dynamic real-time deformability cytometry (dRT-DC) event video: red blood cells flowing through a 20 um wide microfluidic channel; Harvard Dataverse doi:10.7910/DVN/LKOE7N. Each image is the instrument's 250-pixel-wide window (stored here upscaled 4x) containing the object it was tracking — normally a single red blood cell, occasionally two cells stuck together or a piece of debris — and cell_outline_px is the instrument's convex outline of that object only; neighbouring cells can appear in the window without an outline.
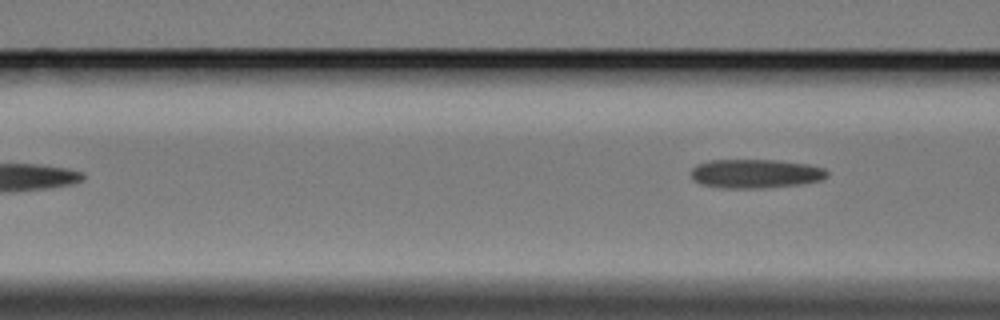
{"species": "Egyptian fruit bat (a non-hibernating species)", "species_latin": "Rousettus aegyptiacus", "temperature_condition": "cold", "stored_images_in_passage": 7, "camera_frame_rate_fps": 3000, "um_per_image_px": 0.085, "animal": {"sex": "female"}, "frame": {"image": 1, "passage_image": 7, "time_ms": 7.667, "image_size_px": [1000, 320], "cell_outline_px": [[828, 176], [820, 180], [800, 184], [764, 188], [720, 188], [700, 184], [692, 180], [692, 168], [696, 164], [712, 160], [776, 160], [808, 164], [824, 168], [828, 172]], "centroid_in_image_um": [64.2, 14.76], "position_along_channel_um": 102.4, "area_um2": 23.06}}